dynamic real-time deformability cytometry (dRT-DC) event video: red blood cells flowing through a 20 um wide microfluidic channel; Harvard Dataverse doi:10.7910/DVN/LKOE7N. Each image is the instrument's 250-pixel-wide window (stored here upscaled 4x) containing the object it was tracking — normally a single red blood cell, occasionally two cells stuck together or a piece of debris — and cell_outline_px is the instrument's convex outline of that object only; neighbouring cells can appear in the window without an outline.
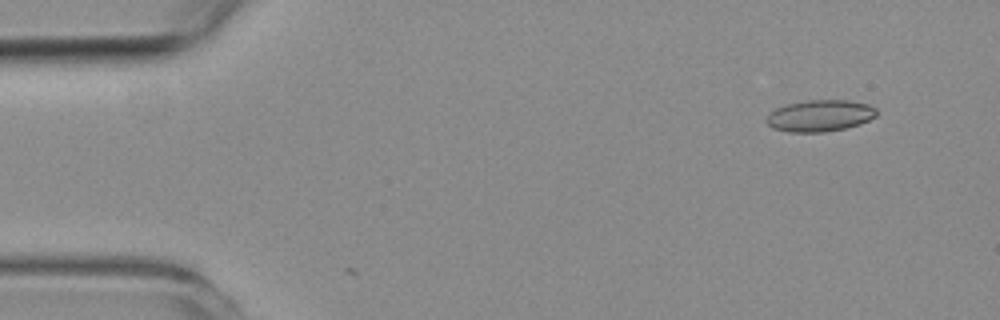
{"species": "common noctule bat (a hibernating species)", "species_latin": "Nyctalus noctula", "temperature_condition": "room temperature", "stored_images_in_passage": 5, "camera_frame_rate_fps": 3000, "um_per_image_px": 0.085, "animal": {"sex": "female", "body_mass_g": 19.3, "forearm_length_mm": 54.1}, "frame": {"image": 1, "passage_image": 5, "time_ms": 1.333, "image_size_px": [1000, 320], "cell_outline_px": [[876, 116], [860, 124], [844, 128], [824, 132], [788, 132], [772, 128], [764, 120], [776, 108], [788, 104], [808, 100], [848, 100], [868, 104], [876, 108]], "centroid_in_image_um": [69.69, 9.84], "position_along_channel_um": 15.3, "area_um2": 20.17}}